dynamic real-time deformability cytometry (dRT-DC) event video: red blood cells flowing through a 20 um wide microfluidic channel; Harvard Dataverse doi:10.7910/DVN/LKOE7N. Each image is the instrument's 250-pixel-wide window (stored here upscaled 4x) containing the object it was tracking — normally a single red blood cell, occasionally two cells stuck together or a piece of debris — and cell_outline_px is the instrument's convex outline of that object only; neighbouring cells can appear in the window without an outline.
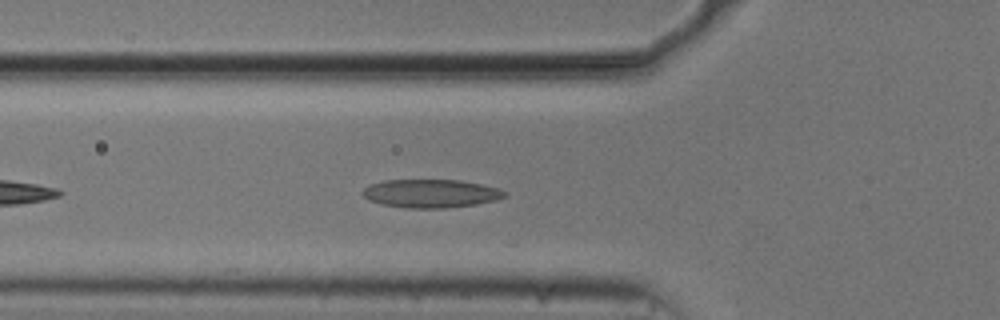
{"species": "common noctule bat (a hibernating species)", "species_latin": "Nyctalus noctula", "temperature_condition": "cold", "stored_images_in_passage": 11, "camera_frame_rate_fps": 3000, "um_per_image_px": 0.085, "animal": {"sex": "male", "body_mass_g": 20.5, "forearm_length_mm": 52.5}, "frame": {"image": 1, "passage_image": 7, "time_ms": 2.0, "image_size_px": [1000, 320], "cell_outline_px": [[508, 196], [496, 200], [476, 204], [444, 208], [408, 208], [380, 204], [368, 200], [360, 192], [364, 188], [372, 184], [384, 180], [460, 180], [480, 184], [496, 188], [508, 192]], "centroid_in_image_um": [36.61, 16.45], "position_along_channel_um": 89.2, "area_um2": 23.47}}
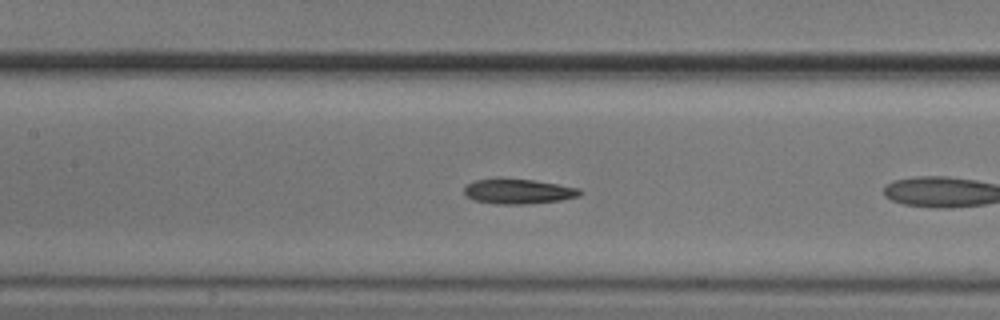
{"frame": {"image": 2, "passage_image": 10, "time_ms": 3.0, "image_size_px": [1000, 320], "cell_outline_px": [[584, 192], [580, 196], [560, 200], [524, 204], [496, 204], [472, 200], [464, 192], [464, 188], [468, 184], [476, 180], [496, 176], [500, 176], [536, 180], [580, 188]], "centroid_in_image_um": [44.05, 16.23], "position_along_channel_um": 163.4, "area_um2": 17.4}}